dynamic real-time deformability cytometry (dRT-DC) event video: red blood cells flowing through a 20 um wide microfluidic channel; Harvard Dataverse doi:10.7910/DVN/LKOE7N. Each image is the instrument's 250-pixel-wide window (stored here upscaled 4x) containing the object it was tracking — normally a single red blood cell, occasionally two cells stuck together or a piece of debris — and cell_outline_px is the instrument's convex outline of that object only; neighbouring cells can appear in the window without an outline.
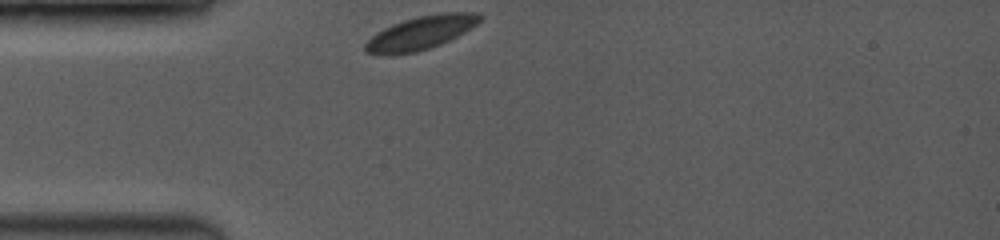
{"species": "common noctule bat (a hibernating species)", "species_latin": "Nyctalus noctula", "temperature_condition": "room temperature", "stored_images_in_passage": 35, "camera_frame_rate_fps": 3500, "um_per_image_px": 0.085, "animal": {"sex": "female", "body_mass_g": 19.0, "forearm_length_mm": 53.3}, "frame": {"image": 1, "passage_image": 1, "time_ms": 0.0, "image_size_px": [1000, 240], "cell_outline_px": [[484, 16], [476, 24], [464, 32], [440, 44], [416, 52], [364, 52], [364, 44], [376, 32], [392, 24], [404, 20], [420, 16], [440, 12], [480, 12]], "centroid_in_image_um": [35.83, 2.73], "position_along_channel_um": 49.2, "area_um2": 21.62}}
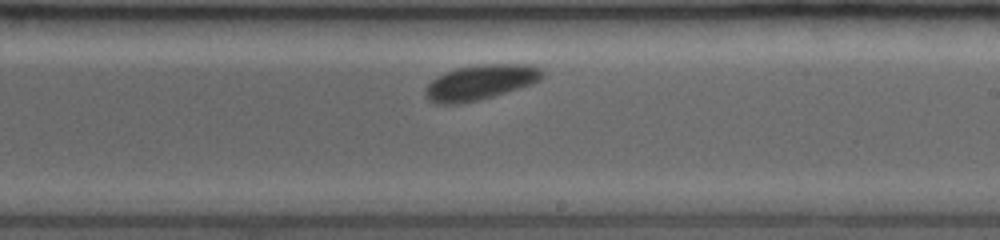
{"frame": {"image": 2, "passage_image": 20, "time_ms": 5.429, "image_size_px": [1000, 240], "cell_outline_px": [[544, 76], [540, 80], [532, 84], [520, 88], [480, 100], [456, 104], [436, 104], [428, 100], [424, 96], [424, 88], [436, 76], [444, 72], [456, 68], [476, 64], [532, 64], [540, 68], [544, 72]], "centroid_in_image_um": [40.81, 6.99], "position_along_channel_um": 248.2, "area_um2": 24.33}}
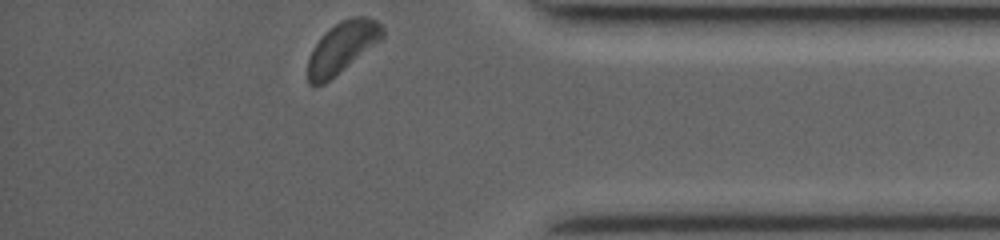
{"frame": {"image": 3, "passage_image": 35, "time_ms": 9.714, "image_size_px": [1000, 240], "cell_outline_px": [[384, 36], [380, 40], [324, 84], [312, 88], [308, 84], [308, 56], [312, 48], [324, 32], [340, 20], [352, 16], [364, 16], [376, 20], [384, 28]], "centroid_in_image_um": [29.04, 4.02], "position_along_channel_um": 406.2, "area_um2": 22.25}}